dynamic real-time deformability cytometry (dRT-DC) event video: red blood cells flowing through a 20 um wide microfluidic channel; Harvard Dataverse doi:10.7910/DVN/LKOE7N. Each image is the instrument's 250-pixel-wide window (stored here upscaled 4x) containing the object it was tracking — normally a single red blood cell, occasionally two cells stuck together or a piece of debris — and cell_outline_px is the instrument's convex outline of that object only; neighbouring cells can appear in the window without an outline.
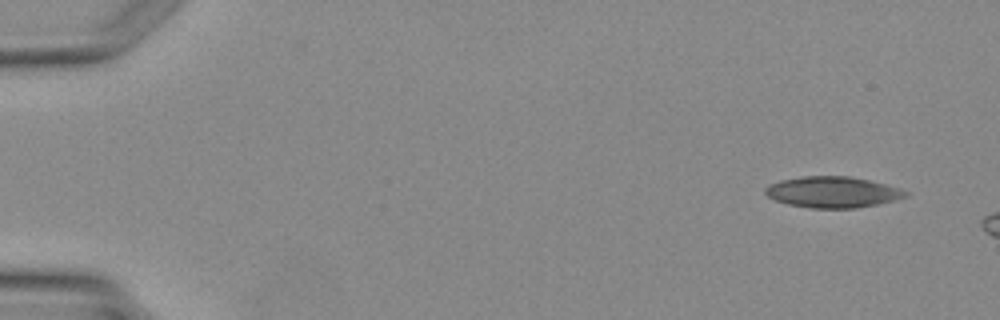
{"species": "Egyptian fruit bat (a non-hibernating species)", "species_latin": "Rousettus aegyptiacus", "temperature_condition": "warm", "stored_images_in_passage": 3, "camera_frame_rate_fps": 3000, "um_per_image_px": 0.085, "animal": {"sex": "female"}, "frame": {"image": 1, "passage_image": 1, "time_ms": 0.0, "image_size_px": [1000, 320], "cell_outline_px": [[908, 196], [876, 204], [856, 208], [812, 208], [788, 204], [776, 200], [768, 196], [764, 192], [764, 188], [780, 180], [804, 176], [848, 176], [868, 180], [900, 188], [908, 192]], "centroid_in_image_um": [70.76, 16.32], "position_along_channel_um": 14.2, "area_um2": 25.09}}